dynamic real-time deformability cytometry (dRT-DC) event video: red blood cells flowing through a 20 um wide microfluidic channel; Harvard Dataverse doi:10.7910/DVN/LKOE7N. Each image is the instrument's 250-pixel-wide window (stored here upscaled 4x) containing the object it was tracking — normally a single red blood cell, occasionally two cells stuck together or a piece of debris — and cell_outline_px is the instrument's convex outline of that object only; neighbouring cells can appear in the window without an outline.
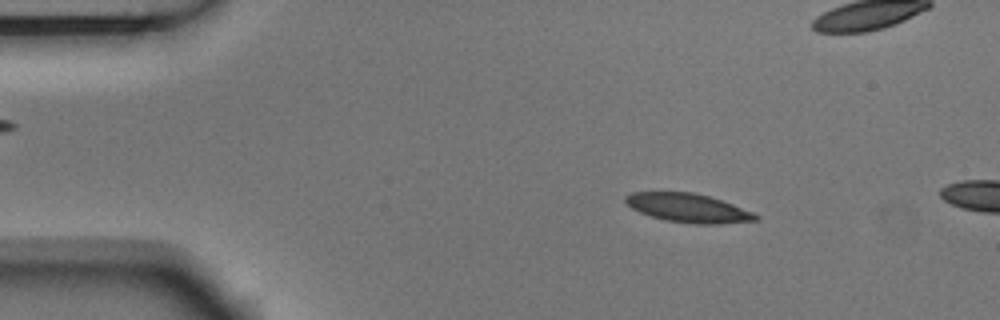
{"species": "Egyptian fruit bat (a non-hibernating species)", "species_latin": "Rousettus aegyptiacus", "temperature_condition": "room temperature", "stored_images_in_passage": 3, "camera_frame_rate_fps": 3000, "um_per_image_px": 0.085, "animal": {"sex": "male"}, "frame": {"image": 1, "passage_image": 2, "time_ms": 0.333, "image_size_px": [1000, 320], "cell_outline_px": [[760, 220], [720, 224], [692, 224], [664, 220], [640, 212], [632, 208], [624, 200], [624, 196], [632, 192], [692, 192], [708, 196], [732, 204], [752, 212], [760, 216]], "centroid_in_image_um": [58.5, 17.68], "position_along_channel_um": 26.5, "area_um2": 21.79}}